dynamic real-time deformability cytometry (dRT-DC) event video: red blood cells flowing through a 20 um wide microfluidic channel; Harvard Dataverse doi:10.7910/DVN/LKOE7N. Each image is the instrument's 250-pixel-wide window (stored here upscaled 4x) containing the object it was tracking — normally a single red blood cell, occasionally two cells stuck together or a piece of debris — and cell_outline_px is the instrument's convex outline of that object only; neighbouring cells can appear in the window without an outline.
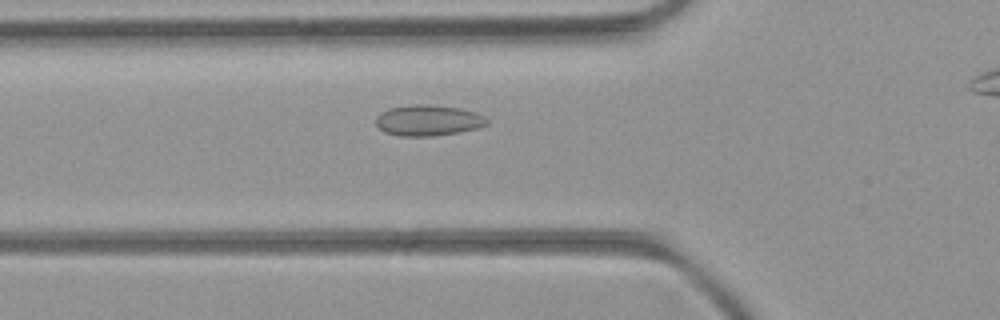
{"species": "common noctule bat (a hibernating species)", "species_latin": "Nyctalus noctula", "temperature_condition": "room temperature", "stored_images_in_passage": 37, "camera_frame_rate_fps": 3000, "um_per_image_px": 0.085, "animal": {"sex": "female", "body_mass_g": 21.9}, "frame": {"image": 1, "passage_image": 11, "time_ms": 3.333, "image_size_px": [1000, 320], "cell_outline_px": [[488, 124], [476, 128], [460, 132], [432, 136], [400, 136], [384, 132], [376, 124], [376, 116], [380, 112], [388, 108], [416, 104], [428, 104], [460, 108], [476, 112], [484, 116], [488, 120]], "centroid_in_image_um": [36.38, 10.23], "position_along_channel_um": 89.4, "area_um2": 20.06}}
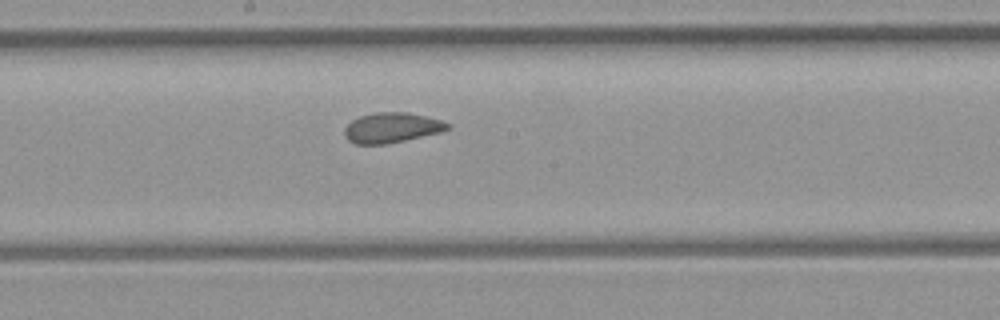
{"frame": {"image": 2, "passage_image": 20, "time_ms": 6.333, "image_size_px": [1000, 320], "cell_outline_px": [[452, 124], [448, 128], [440, 132], [404, 140], [384, 144], [356, 144], [348, 140], [344, 136], [344, 128], [352, 120], [360, 116], [372, 112], [408, 112], [440, 120]], "centroid_in_image_um": [33.26, 10.84], "position_along_channel_um": 214.9, "area_um2": 17.98}}
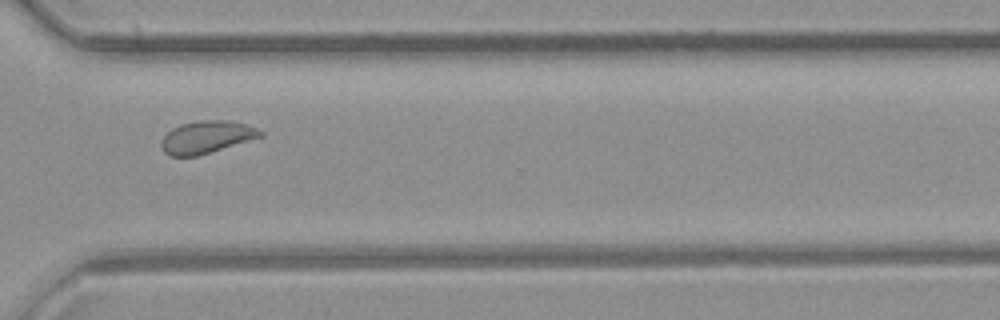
{"frame": {"image": 3, "passage_image": 30, "time_ms": 9.667, "image_size_px": [1000, 320], "cell_outline_px": [[264, 136], [196, 156], [168, 156], [164, 152], [160, 144], [164, 136], [172, 128], [180, 124], [200, 120], [228, 120], [248, 124], [264, 132]], "centroid_in_image_um": [17.56, 11.64], "position_along_channel_um": 353.0, "area_um2": 18.73}, "authors_computed_cell_mechanics": {"area_um2": 18.7272, "velocity_mm_per_s": 4.1537, "shape_relaxation_time_tau1_ms": null, "shape_relaxation_time_tau2_ms": 1.2034, "deformation_change_tau1": null, "deformation_change_tau2": 0.0666}}